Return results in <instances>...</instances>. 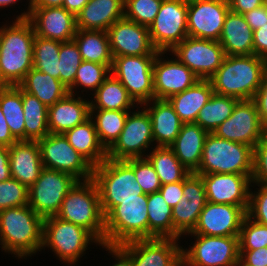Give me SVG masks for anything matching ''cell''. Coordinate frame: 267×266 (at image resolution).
I'll return each mask as SVG.
<instances>
[{"instance_id": "cell-1", "label": "cell", "mask_w": 267, "mask_h": 266, "mask_svg": "<svg viewBox=\"0 0 267 266\" xmlns=\"http://www.w3.org/2000/svg\"><path fill=\"white\" fill-rule=\"evenodd\" d=\"M34 39L35 32L27 18L0 27V77L7 86L19 85L33 68Z\"/></svg>"}, {"instance_id": "cell-2", "label": "cell", "mask_w": 267, "mask_h": 266, "mask_svg": "<svg viewBox=\"0 0 267 266\" xmlns=\"http://www.w3.org/2000/svg\"><path fill=\"white\" fill-rule=\"evenodd\" d=\"M43 220L29 205L1 210L2 251L20 260L42 251Z\"/></svg>"}, {"instance_id": "cell-3", "label": "cell", "mask_w": 267, "mask_h": 266, "mask_svg": "<svg viewBox=\"0 0 267 266\" xmlns=\"http://www.w3.org/2000/svg\"><path fill=\"white\" fill-rule=\"evenodd\" d=\"M265 70L264 58L254 54L225 56L209 80L214 93L249 100L256 94Z\"/></svg>"}, {"instance_id": "cell-4", "label": "cell", "mask_w": 267, "mask_h": 266, "mask_svg": "<svg viewBox=\"0 0 267 266\" xmlns=\"http://www.w3.org/2000/svg\"><path fill=\"white\" fill-rule=\"evenodd\" d=\"M92 179L99 190L104 216L119 205L120 201L141 199V194H144L136 181L134 158L128 160L106 158L100 165L93 167Z\"/></svg>"}, {"instance_id": "cell-5", "label": "cell", "mask_w": 267, "mask_h": 266, "mask_svg": "<svg viewBox=\"0 0 267 266\" xmlns=\"http://www.w3.org/2000/svg\"><path fill=\"white\" fill-rule=\"evenodd\" d=\"M56 216L85 228L100 244L104 243L105 216L99 190L93 179L77 181L64 197Z\"/></svg>"}, {"instance_id": "cell-6", "label": "cell", "mask_w": 267, "mask_h": 266, "mask_svg": "<svg viewBox=\"0 0 267 266\" xmlns=\"http://www.w3.org/2000/svg\"><path fill=\"white\" fill-rule=\"evenodd\" d=\"M253 150L249 145L218 138L209 133L204 142L200 166L195 173L252 175Z\"/></svg>"}, {"instance_id": "cell-7", "label": "cell", "mask_w": 267, "mask_h": 266, "mask_svg": "<svg viewBox=\"0 0 267 266\" xmlns=\"http://www.w3.org/2000/svg\"><path fill=\"white\" fill-rule=\"evenodd\" d=\"M147 194L141 199L120 201L105 216L104 243L120 245L136 239H149Z\"/></svg>"}, {"instance_id": "cell-8", "label": "cell", "mask_w": 267, "mask_h": 266, "mask_svg": "<svg viewBox=\"0 0 267 266\" xmlns=\"http://www.w3.org/2000/svg\"><path fill=\"white\" fill-rule=\"evenodd\" d=\"M92 242L100 245V242L81 226L64 221L57 216H50L43 220L41 250L50 248L63 263L75 266Z\"/></svg>"}, {"instance_id": "cell-9", "label": "cell", "mask_w": 267, "mask_h": 266, "mask_svg": "<svg viewBox=\"0 0 267 266\" xmlns=\"http://www.w3.org/2000/svg\"><path fill=\"white\" fill-rule=\"evenodd\" d=\"M194 236L190 248L182 245V266H236L239 262V236Z\"/></svg>"}, {"instance_id": "cell-10", "label": "cell", "mask_w": 267, "mask_h": 266, "mask_svg": "<svg viewBox=\"0 0 267 266\" xmlns=\"http://www.w3.org/2000/svg\"><path fill=\"white\" fill-rule=\"evenodd\" d=\"M156 55L113 57L111 74L117 78L140 106L155 99L153 62Z\"/></svg>"}, {"instance_id": "cell-11", "label": "cell", "mask_w": 267, "mask_h": 266, "mask_svg": "<svg viewBox=\"0 0 267 266\" xmlns=\"http://www.w3.org/2000/svg\"><path fill=\"white\" fill-rule=\"evenodd\" d=\"M77 181L68 173L43 168L28 188V205L43 219L56 216L64 197Z\"/></svg>"}, {"instance_id": "cell-12", "label": "cell", "mask_w": 267, "mask_h": 266, "mask_svg": "<svg viewBox=\"0 0 267 266\" xmlns=\"http://www.w3.org/2000/svg\"><path fill=\"white\" fill-rule=\"evenodd\" d=\"M37 142L44 168L68 173L78 181L93 178V166L69 144L63 134L49 133Z\"/></svg>"}, {"instance_id": "cell-13", "label": "cell", "mask_w": 267, "mask_h": 266, "mask_svg": "<svg viewBox=\"0 0 267 266\" xmlns=\"http://www.w3.org/2000/svg\"><path fill=\"white\" fill-rule=\"evenodd\" d=\"M150 145L153 148L151 118L144 107L142 110L137 108V112L129 111L121 134L107 150V158L113 160L144 158Z\"/></svg>"}, {"instance_id": "cell-14", "label": "cell", "mask_w": 267, "mask_h": 266, "mask_svg": "<svg viewBox=\"0 0 267 266\" xmlns=\"http://www.w3.org/2000/svg\"><path fill=\"white\" fill-rule=\"evenodd\" d=\"M148 31L154 48L159 52L170 53L188 37L187 4L181 0H163Z\"/></svg>"}, {"instance_id": "cell-15", "label": "cell", "mask_w": 267, "mask_h": 266, "mask_svg": "<svg viewBox=\"0 0 267 266\" xmlns=\"http://www.w3.org/2000/svg\"><path fill=\"white\" fill-rule=\"evenodd\" d=\"M170 52L201 80H209L226 56L219 41L192 37H186Z\"/></svg>"}, {"instance_id": "cell-16", "label": "cell", "mask_w": 267, "mask_h": 266, "mask_svg": "<svg viewBox=\"0 0 267 266\" xmlns=\"http://www.w3.org/2000/svg\"><path fill=\"white\" fill-rule=\"evenodd\" d=\"M266 130L261 124L254 101L249 99L239 100L232 115L221 123L213 134L218 138L243 143L254 149Z\"/></svg>"}, {"instance_id": "cell-17", "label": "cell", "mask_w": 267, "mask_h": 266, "mask_svg": "<svg viewBox=\"0 0 267 266\" xmlns=\"http://www.w3.org/2000/svg\"><path fill=\"white\" fill-rule=\"evenodd\" d=\"M174 238L136 239L120 244L133 266H182V247Z\"/></svg>"}, {"instance_id": "cell-18", "label": "cell", "mask_w": 267, "mask_h": 266, "mask_svg": "<svg viewBox=\"0 0 267 266\" xmlns=\"http://www.w3.org/2000/svg\"><path fill=\"white\" fill-rule=\"evenodd\" d=\"M229 11L228 0H201L188 4V37L219 41Z\"/></svg>"}, {"instance_id": "cell-19", "label": "cell", "mask_w": 267, "mask_h": 266, "mask_svg": "<svg viewBox=\"0 0 267 266\" xmlns=\"http://www.w3.org/2000/svg\"><path fill=\"white\" fill-rule=\"evenodd\" d=\"M247 209L248 206L215 204L207 201L194 230L186 235L239 236Z\"/></svg>"}, {"instance_id": "cell-20", "label": "cell", "mask_w": 267, "mask_h": 266, "mask_svg": "<svg viewBox=\"0 0 267 266\" xmlns=\"http://www.w3.org/2000/svg\"><path fill=\"white\" fill-rule=\"evenodd\" d=\"M113 57L157 55L150 39L148 27L125 17L117 20L107 30Z\"/></svg>"}, {"instance_id": "cell-21", "label": "cell", "mask_w": 267, "mask_h": 266, "mask_svg": "<svg viewBox=\"0 0 267 266\" xmlns=\"http://www.w3.org/2000/svg\"><path fill=\"white\" fill-rule=\"evenodd\" d=\"M158 52L153 62V88L155 99L167 100L179 94L200 80L185 64L176 57L168 58ZM163 57V58H162ZM175 58V59H173Z\"/></svg>"}, {"instance_id": "cell-22", "label": "cell", "mask_w": 267, "mask_h": 266, "mask_svg": "<svg viewBox=\"0 0 267 266\" xmlns=\"http://www.w3.org/2000/svg\"><path fill=\"white\" fill-rule=\"evenodd\" d=\"M202 177L208 202L249 206L252 175L235 173L198 174Z\"/></svg>"}, {"instance_id": "cell-23", "label": "cell", "mask_w": 267, "mask_h": 266, "mask_svg": "<svg viewBox=\"0 0 267 266\" xmlns=\"http://www.w3.org/2000/svg\"><path fill=\"white\" fill-rule=\"evenodd\" d=\"M27 19L36 36L59 42L73 40L77 31L76 16L63 7H32Z\"/></svg>"}, {"instance_id": "cell-24", "label": "cell", "mask_w": 267, "mask_h": 266, "mask_svg": "<svg viewBox=\"0 0 267 266\" xmlns=\"http://www.w3.org/2000/svg\"><path fill=\"white\" fill-rule=\"evenodd\" d=\"M68 93L48 107V129L53 134H64L90 118V101Z\"/></svg>"}, {"instance_id": "cell-25", "label": "cell", "mask_w": 267, "mask_h": 266, "mask_svg": "<svg viewBox=\"0 0 267 266\" xmlns=\"http://www.w3.org/2000/svg\"><path fill=\"white\" fill-rule=\"evenodd\" d=\"M11 177L28 188L39 178L43 163L37 141H17L9 147Z\"/></svg>"}, {"instance_id": "cell-26", "label": "cell", "mask_w": 267, "mask_h": 266, "mask_svg": "<svg viewBox=\"0 0 267 266\" xmlns=\"http://www.w3.org/2000/svg\"><path fill=\"white\" fill-rule=\"evenodd\" d=\"M147 110L152 122V135L156 146L169 147L177 138L183 122L168 100L153 99L140 107Z\"/></svg>"}, {"instance_id": "cell-27", "label": "cell", "mask_w": 267, "mask_h": 266, "mask_svg": "<svg viewBox=\"0 0 267 266\" xmlns=\"http://www.w3.org/2000/svg\"><path fill=\"white\" fill-rule=\"evenodd\" d=\"M125 0H89L76 15V28L107 31L117 20L124 17Z\"/></svg>"}, {"instance_id": "cell-28", "label": "cell", "mask_w": 267, "mask_h": 266, "mask_svg": "<svg viewBox=\"0 0 267 266\" xmlns=\"http://www.w3.org/2000/svg\"><path fill=\"white\" fill-rule=\"evenodd\" d=\"M208 134L199 124L183 123L177 138L169 146L190 173H195L200 166L204 142Z\"/></svg>"}, {"instance_id": "cell-29", "label": "cell", "mask_w": 267, "mask_h": 266, "mask_svg": "<svg viewBox=\"0 0 267 266\" xmlns=\"http://www.w3.org/2000/svg\"><path fill=\"white\" fill-rule=\"evenodd\" d=\"M226 56L253 55V30L242 14L229 11L219 39Z\"/></svg>"}, {"instance_id": "cell-30", "label": "cell", "mask_w": 267, "mask_h": 266, "mask_svg": "<svg viewBox=\"0 0 267 266\" xmlns=\"http://www.w3.org/2000/svg\"><path fill=\"white\" fill-rule=\"evenodd\" d=\"M69 144L93 167L107 158V150L101 144L91 118L63 134Z\"/></svg>"}, {"instance_id": "cell-31", "label": "cell", "mask_w": 267, "mask_h": 266, "mask_svg": "<svg viewBox=\"0 0 267 266\" xmlns=\"http://www.w3.org/2000/svg\"><path fill=\"white\" fill-rule=\"evenodd\" d=\"M210 80H198L193 86L167 99L183 123H195L200 109L213 94Z\"/></svg>"}, {"instance_id": "cell-32", "label": "cell", "mask_w": 267, "mask_h": 266, "mask_svg": "<svg viewBox=\"0 0 267 266\" xmlns=\"http://www.w3.org/2000/svg\"><path fill=\"white\" fill-rule=\"evenodd\" d=\"M19 86L25 92L36 96L47 107L54 105L69 93L68 88L60 80L35 68L26 74Z\"/></svg>"}, {"instance_id": "cell-33", "label": "cell", "mask_w": 267, "mask_h": 266, "mask_svg": "<svg viewBox=\"0 0 267 266\" xmlns=\"http://www.w3.org/2000/svg\"><path fill=\"white\" fill-rule=\"evenodd\" d=\"M91 95L94 99L90 100V109L134 110L135 105L136 108H140L121 82L111 73Z\"/></svg>"}, {"instance_id": "cell-34", "label": "cell", "mask_w": 267, "mask_h": 266, "mask_svg": "<svg viewBox=\"0 0 267 266\" xmlns=\"http://www.w3.org/2000/svg\"><path fill=\"white\" fill-rule=\"evenodd\" d=\"M73 39L83 61L112 64L113 56L107 31L77 29Z\"/></svg>"}, {"instance_id": "cell-35", "label": "cell", "mask_w": 267, "mask_h": 266, "mask_svg": "<svg viewBox=\"0 0 267 266\" xmlns=\"http://www.w3.org/2000/svg\"><path fill=\"white\" fill-rule=\"evenodd\" d=\"M152 149V150H151ZM146 158L152 164L162 185L183 181L190 172L167 146H154Z\"/></svg>"}, {"instance_id": "cell-36", "label": "cell", "mask_w": 267, "mask_h": 266, "mask_svg": "<svg viewBox=\"0 0 267 266\" xmlns=\"http://www.w3.org/2000/svg\"><path fill=\"white\" fill-rule=\"evenodd\" d=\"M25 141H37L48 135V107L22 89Z\"/></svg>"}, {"instance_id": "cell-37", "label": "cell", "mask_w": 267, "mask_h": 266, "mask_svg": "<svg viewBox=\"0 0 267 266\" xmlns=\"http://www.w3.org/2000/svg\"><path fill=\"white\" fill-rule=\"evenodd\" d=\"M0 108L10 132L17 141H25V120L22 103V88L6 86L0 92Z\"/></svg>"}, {"instance_id": "cell-38", "label": "cell", "mask_w": 267, "mask_h": 266, "mask_svg": "<svg viewBox=\"0 0 267 266\" xmlns=\"http://www.w3.org/2000/svg\"><path fill=\"white\" fill-rule=\"evenodd\" d=\"M131 110L90 109V118L95 124L101 144L108 150L121 134Z\"/></svg>"}, {"instance_id": "cell-39", "label": "cell", "mask_w": 267, "mask_h": 266, "mask_svg": "<svg viewBox=\"0 0 267 266\" xmlns=\"http://www.w3.org/2000/svg\"><path fill=\"white\" fill-rule=\"evenodd\" d=\"M149 239L173 238L172 208L160 192L147 194Z\"/></svg>"}, {"instance_id": "cell-40", "label": "cell", "mask_w": 267, "mask_h": 266, "mask_svg": "<svg viewBox=\"0 0 267 266\" xmlns=\"http://www.w3.org/2000/svg\"><path fill=\"white\" fill-rule=\"evenodd\" d=\"M239 99L213 93L208 102L200 109L196 124H199L208 133L214 130L232 115Z\"/></svg>"}, {"instance_id": "cell-41", "label": "cell", "mask_w": 267, "mask_h": 266, "mask_svg": "<svg viewBox=\"0 0 267 266\" xmlns=\"http://www.w3.org/2000/svg\"><path fill=\"white\" fill-rule=\"evenodd\" d=\"M206 202L187 200L184 195L182 196L179 203L172 208L174 239L180 240V237L194 230Z\"/></svg>"}, {"instance_id": "cell-42", "label": "cell", "mask_w": 267, "mask_h": 266, "mask_svg": "<svg viewBox=\"0 0 267 266\" xmlns=\"http://www.w3.org/2000/svg\"><path fill=\"white\" fill-rule=\"evenodd\" d=\"M60 42L35 35L33 68L59 80Z\"/></svg>"}, {"instance_id": "cell-43", "label": "cell", "mask_w": 267, "mask_h": 266, "mask_svg": "<svg viewBox=\"0 0 267 266\" xmlns=\"http://www.w3.org/2000/svg\"><path fill=\"white\" fill-rule=\"evenodd\" d=\"M111 66L112 64H98L89 61H82L77 69L74 84L68 89L69 93L77 95L76 89L79 86L80 90L83 88L81 93L89 90L95 92L104 82V80L110 75Z\"/></svg>"}, {"instance_id": "cell-44", "label": "cell", "mask_w": 267, "mask_h": 266, "mask_svg": "<svg viewBox=\"0 0 267 266\" xmlns=\"http://www.w3.org/2000/svg\"><path fill=\"white\" fill-rule=\"evenodd\" d=\"M82 57L75 40L60 42L59 80L69 89L75 80Z\"/></svg>"}, {"instance_id": "cell-45", "label": "cell", "mask_w": 267, "mask_h": 266, "mask_svg": "<svg viewBox=\"0 0 267 266\" xmlns=\"http://www.w3.org/2000/svg\"><path fill=\"white\" fill-rule=\"evenodd\" d=\"M163 0H125L124 17L149 27L156 18Z\"/></svg>"}, {"instance_id": "cell-46", "label": "cell", "mask_w": 267, "mask_h": 266, "mask_svg": "<svg viewBox=\"0 0 267 266\" xmlns=\"http://www.w3.org/2000/svg\"><path fill=\"white\" fill-rule=\"evenodd\" d=\"M261 247H267V226L253 221L246 215L241 224L239 250H254Z\"/></svg>"}, {"instance_id": "cell-47", "label": "cell", "mask_w": 267, "mask_h": 266, "mask_svg": "<svg viewBox=\"0 0 267 266\" xmlns=\"http://www.w3.org/2000/svg\"><path fill=\"white\" fill-rule=\"evenodd\" d=\"M23 205H28V187L12 177L0 181V211Z\"/></svg>"}, {"instance_id": "cell-48", "label": "cell", "mask_w": 267, "mask_h": 266, "mask_svg": "<svg viewBox=\"0 0 267 266\" xmlns=\"http://www.w3.org/2000/svg\"><path fill=\"white\" fill-rule=\"evenodd\" d=\"M134 172L136 181L145 194L159 192L162 184L152 164L146 157L134 158Z\"/></svg>"}, {"instance_id": "cell-49", "label": "cell", "mask_w": 267, "mask_h": 266, "mask_svg": "<svg viewBox=\"0 0 267 266\" xmlns=\"http://www.w3.org/2000/svg\"><path fill=\"white\" fill-rule=\"evenodd\" d=\"M259 188L257 191H250L249 206L247 209V216L253 221L267 226V185L254 184Z\"/></svg>"}, {"instance_id": "cell-50", "label": "cell", "mask_w": 267, "mask_h": 266, "mask_svg": "<svg viewBox=\"0 0 267 266\" xmlns=\"http://www.w3.org/2000/svg\"><path fill=\"white\" fill-rule=\"evenodd\" d=\"M252 183L267 185V130L253 150Z\"/></svg>"}, {"instance_id": "cell-51", "label": "cell", "mask_w": 267, "mask_h": 266, "mask_svg": "<svg viewBox=\"0 0 267 266\" xmlns=\"http://www.w3.org/2000/svg\"><path fill=\"white\" fill-rule=\"evenodd\" d=\"M183 195L187 200L207 201L204 182L196 173H190L183 180Z\"/></svg>"}, {"instance_id": "cell-52", "label": "cell", "mask_w": 267, "mask_h": 266, "mask_svg": "<svg viewBox=\"0 0 267 266\" xmlns=\"http://www.w3.org/2000/svg\"><path fill=\"white\" fill-rule=\"evenodd\" d=\"M252 100L256 105L261 124L267 129V69Z\"/></svg>"}, {"instance_id": "cell-53", "label": "cell", "mask_w": 267, "mask_h": 266, "mask_svg": "<svg viewBox=\"0 0 267 266\" xmlns=\"http://www.w3.org/2000/svg\"><path fill=\"white\" fill-rule=\"evenodd\" d=\"M239 261L244 266H267V247L239 250Z\"/></svg>"}, {"instance_id": "cell-54", "label": "cell", "mask_w": 267, "mask_h": 266, "mask_svg": "<svg viewBox=\"0 0 267 266\" xmlns=\"http://www.w3.org/2000/svg\"><path fill=\"white\" fill-rule=\"evenodd\" d=\"M166 203L173 208L183 196V181L162 185L159 189Z\"/></svg>"}, {"instance_id": "cell-55", "label": "cell", "mask_w": 267, "mask_h": 266, "mask_svg": "<svg viewBox=\"0 0 267 266\" xmlns=\"http://www.w3.org/2000/svg\"><path fill=\"white\" fill-rule=\"evenodd\" d=\"M242 15L253 31L267 24V8L264 5Z\"/></svg>"}, {"instance_id": "cell-56", "label": "cell", "mask_w": 267, "mask_h": 266, "mask_svg": "<svg viewBox=\"0 0 267 266\" xmlns=\"http://www.w3.org/2000/svg\"><path fill=\"white\" fill-rule=\"evenodd\" d=\"M100 246H102L101 248L107 249L105 251H109L108 253L115 258L114 260L116 261L112 266H133L131 256L120 245L102 243Z\"/></svg>"}, {"instance_id": "cell-57", "label": "cell", "mask_w": 267, "mask_h": 266, "mask_svg": "<svg viewBox=\"0 0 267 266\" xmlns=\"http://www.w3.org/2000/svg\"><path fill=\"white\" fill-rule=\"evenodd\" d=\"M254 55L265 58L267 56V24L253 31Z\"/></svg>"}, {"instance_id": "cell-58", "label": "cell", "mask_w": 267, "mask_h": 266, "mask_svg": "<svg viewBox=\"0 0 267 266\" xmlns=\"http://www.w3.org/2000/svg\"><path fill=\"white\" fill-rule=\"evenodd\" d=\"M228 2L230 11L237 14H244L263 5V0H228Z\"/></svg>"}, {"instance_id": "cell-59", "label": "cell", "mask_w": 267, "mask_h": 266, "mask_svg": "<svg viewBox=\"0 0 267 266\" xmlns=\"http://www.w3.org/2000/svg\"><path fill=\"white\" fill-rule=\"evenodd\" d=\"M16 142L17 140L11 134L5 116L0 108V146L10 147Z\"/></svg>"}, {"instance_id": "cell-60", "label": "cell", "mask_w": 267, "mask_h": 266, "mask_svg": "<svg viewBox=\"0 0 267 266\" xmlns=\"http://www.w3.org/2000/svg\"><path fill=\"white\" fill-rule=\"evenodd\" d=\"M10 177L9 147L0 146V181H6Z\"/></svg>"}, {"instance_id": "cell-61", "label": "cell", "mask_w": 267, "mask_h": 266, "mask_svg": "<svg viewBox=\"0 0 267 266\" xmlns=\"http://www.w3.org/2000/svg\"><path fill=\"white\" fill-rule=\"evenodd\" d=\"M88 1L89 0H64L63 8L76 16Z\"/></svg>"}, {"instance_id": "cell-62", "label": "cell", "mask_w": 267, "mask_h": 266, "mask_svg": "<svg viewBox=\"0 0 267 266\" xmlns=\"http://www.w3.org/2000/svg\"><path fill=\"white\" fill-rule=\"evenodd\" d=\"M19 1L21 0H0V9L1 8H6V7H10V6H13V4H17ZM29 3H28V8L26 10V12H22L19 16L17 15L16 19H26L28 18L30 12H31V9H32V6H33V0H28Z\"/></svg>"}, {"instance_id": "cell-63", "label": "cell", "mask_w": 267, "mask_h": 266, "mask_svg": "<svg viewBox=\"0 0 267 266\" xmlns=\"http://www.w3.org/2000/svg\"><path fill=\"white\" fill-rule=\"evenodd\" d=\"M64 0H33L32 7H63Z\"/></svg>"}, {"instance_id": "cell-64", "label": "cell", "mask_w": 267, "mask_h": 266, "mask_svg": "<svg viewBox=\"0 0 267 266\" xmlns=\"http://www.w3.org/2000/svg\"><path fill=\"white\" fill-rule=\"evenodd\" d=\"M184 4H191V3H194V2H198V1H201V0H181Z\"/></svg>"}, {"instance_id": "cell-65", "label": "cell", "mask_w": 267, "mask_h": 266, "mask_svg": "<svg viewBox=\"0 0 267 266\" xmlns=\"http://www.w3.org/2000/svg\"><path fill=\"white\" fill-rule=\"evenodd\" d=\"M7 85L5 84V82L1 79L0 77V92L2 91V89H4Z\"/></svg>"}, {"instance_id": "cell-66", "label": "cell", "mask_w": 267, "mask_h": 266, "mask_svg": "<svg viewBox=\"0 0 267 266\" xmlns=\"http://www.w3.org/2000/svg\"><path fill=\"white\" fill-rule=\"evenodd\" d=\"M263 5L267 8V0H263Z\"/></svg>"}, {"instance_id": "cell-67", "label": "cell", "mask_w": 267, "mask_h": 266, "mask_svg": "<svg viewBox=\"0 0 267 266\" xmlns=\"http://www.w3.org/2000/svg\"><path fill=\"white\" fill-rule=\"evenodd\" d=\"M264 62H265L266 69H267V56L264 58Z\"/></svg>"}, {"instance_id": "cell-68", "label": "cell", "mask_w": 267, "mask_h": 266, "mask_svg": "<svg viewBox=\"0 0 267 266\" xmlns=\"http://www.w3.org/2000/svg\"><path fill=\"white\" fill-rule=\"evenodd\" d=\"M236 266H244V265L239 261Z\"/></svg>"}]
</instances>
